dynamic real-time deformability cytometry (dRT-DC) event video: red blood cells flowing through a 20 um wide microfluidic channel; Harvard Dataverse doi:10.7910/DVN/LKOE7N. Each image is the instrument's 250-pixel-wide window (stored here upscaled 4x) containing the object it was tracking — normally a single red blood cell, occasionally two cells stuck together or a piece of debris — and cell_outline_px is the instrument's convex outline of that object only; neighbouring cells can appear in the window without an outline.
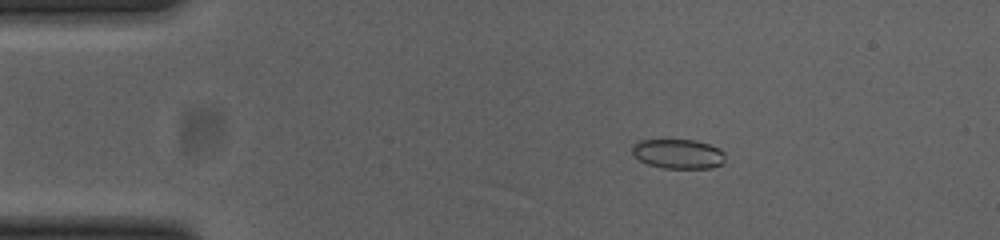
{"species": "common noctule bat (a hibernating species)", "species_latin": "Nyctalus noctula", "temperature_condition": "cold", "stored_images_in_passage": 52, "camera_frame_rate_fps": 3000, "um_per_image_px": 0.085, "animal": {"sex": "female", "body_mass_g": 23.0, "forearm_length_mm": 53.4}, "frame": {"image": 1, "passage_image": 8, "time_ms": 2.333, "image_size_px": [1000, 240], "cell_outline_px": [[724, 164], [712, 168], [664, 168], [648, 164], [640, 160], [632, 152], [632, 144], [636, 140], [696, 140], [720, 148], [724, 152]], "centroid_in_image_um": [57.66, 13.07], "position_along_channel_um": 27.3, "area_um2": 16.13}}
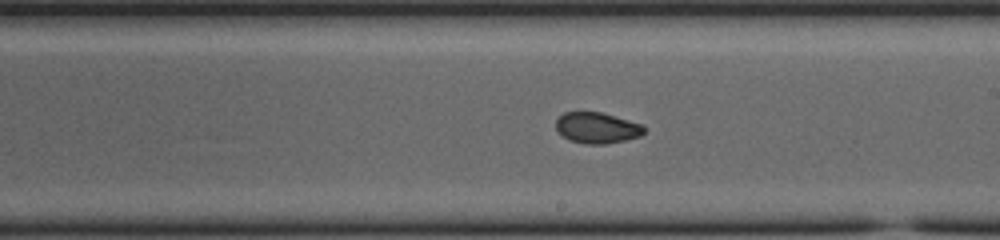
{"frame": {"image": 2, "passage_image": 29, "time_ms": 9.333, "image_size_px": [1000, 240], "cell_outline_px": [[644, 132], [640, 136], [624, 140], [604, 144], [584, 144], [568, 140], [556, 132], [556, 120], [564, 112], [600, 112], [628, 120], [640, 124], [644, 128]], "centroid_in_image_um": [50.68, 10.88], "position_along_channel_um": 238.3, "area_um2": 15.84}}
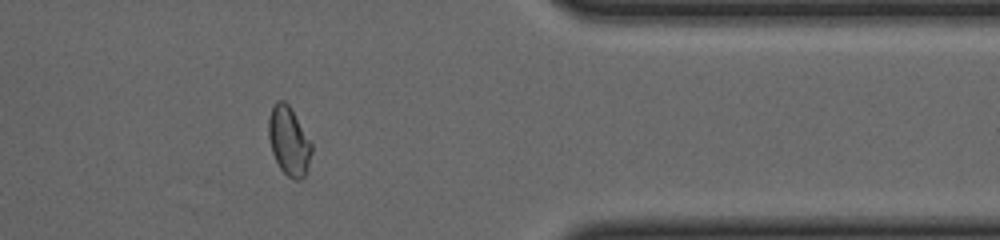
{"frame": {"image": 3, "passage_image": 42, "time_ms": 13.667, "image_size_px": [1000, 240], "cell_outline_px": [[312, 152], [308, 168], [304, 176], [300, 180], [296, 180], [288, 176], [280, 168], [272, 152], [268, 136], [268, 116], [276, 100], [284, 100], [288, 104], [312, 144]], "centroid_in_image_um": [24.54, 11.99], "position_along_channel_um": 386.9, "area_um2": 17.11}, "authors_computed_cell_mechanics": {"area_um2": 16.5597, "velocity_mm_per_s": 3.8629, "shape_relaxation_time_tau1_ms": null, "shape_relaxation_time_tau2_ms": 1.4666, "deformation_change_tau1": null, "deformation_change_tau2": 0.0446}}